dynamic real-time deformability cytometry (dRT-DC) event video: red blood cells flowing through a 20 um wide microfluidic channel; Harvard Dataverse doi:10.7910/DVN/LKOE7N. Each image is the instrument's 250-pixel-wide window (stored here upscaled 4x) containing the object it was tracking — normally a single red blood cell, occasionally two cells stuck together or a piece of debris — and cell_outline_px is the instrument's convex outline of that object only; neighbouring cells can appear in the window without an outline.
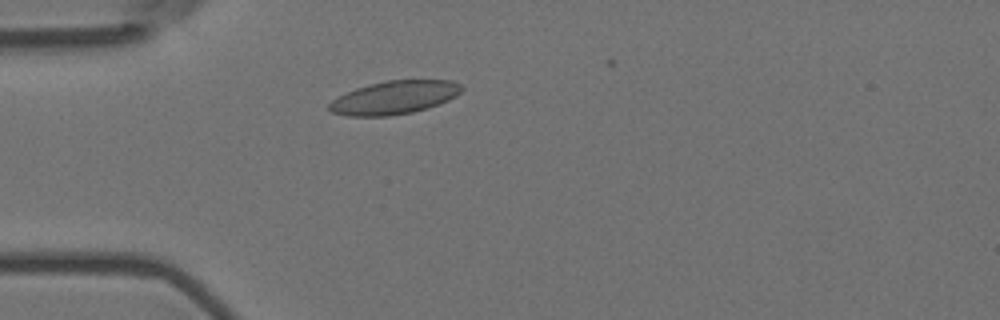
{"species": "Egyptian fruit bat (a non-hibernating species)", "species_latin": "Rousettus aegyptiacus", "temperature_condition": "room temperature", "stored_images_in_passage": 5, "camera_frame_rate_fps": 3000, "um_per_image_px": 0.085, "animal": {"sex": "female"}, "frame": {"image": 1, "passage_image": 3, "time_ms": 0.667, "image_size_px": [1000, 320], "cell_outline_px": [[464, 88], [456, 96], [448, 100], [428, 108], [412, 112], [388, 116], [348, 116], [332, 112], [328, 108], [328, 104], [332, 100], [356, 88], [368, 84], [388, 80], [452, 80], [460, 84]], "centroid_in_image_um": [33.53, 8.29], "position_along_channel_um": 51.5, "area_um2": 25.61}}